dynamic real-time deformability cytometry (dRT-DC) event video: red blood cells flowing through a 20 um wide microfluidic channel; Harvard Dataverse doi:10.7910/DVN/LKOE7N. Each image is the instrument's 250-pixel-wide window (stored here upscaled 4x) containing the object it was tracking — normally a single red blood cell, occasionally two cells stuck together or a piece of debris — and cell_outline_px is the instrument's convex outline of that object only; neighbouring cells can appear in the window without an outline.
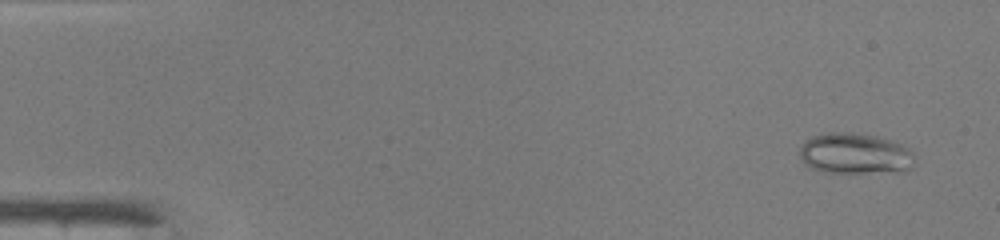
{"species": "common noctule bat (a hibernating species)", "species_latin": "Nyctalus noctula", "temperature_condition": "warm", "stored_images_in_passage": 48, "camera_frame_rate_fps": 3000, "um_per_image_px": 0.085, "animal": {"sex": "male", "body_mass_g": 19.0, "forearm_length_mm": 50.8}, "frame": {"image": 1, "passage_image": 3, "time_ms": 0.667, "image_size_px": [1000, 240], "cell_outline_px": [[912, 168], [900, 172], [828, 172], [812, 168], [804, 164], [800, 156], [800, 148], [804, 140], [812, 136], [828, 132], [852, 132], [876, 136], [892, 140], [908, 148], [912, 152]], "centroid_in_image_um": [72.65, 13.04], "position_along_channel_um": 12.3, "area_um2": 27.4}}
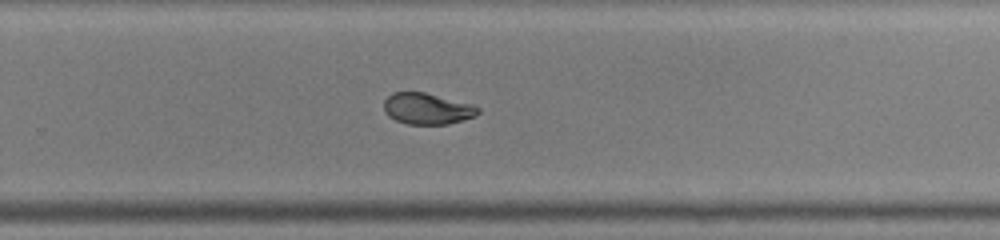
{"frame": {"image": 2, "passage_image": 32, "time_ms": 10.333, "image_size_px": [1000, 240], "cell_outline_px": [[480, 112], [476, 116], [464, 120], [448, 124], [408, 124], [396, 120], [388, 116], [384, 112], [384, 100], [392, 92], [424, 92], [472, 104], [480, 108]], "centroid_in_image_um": [36.32, 9.24], "position_along_channel_um": 293.5, "area_um2": 17.22}}
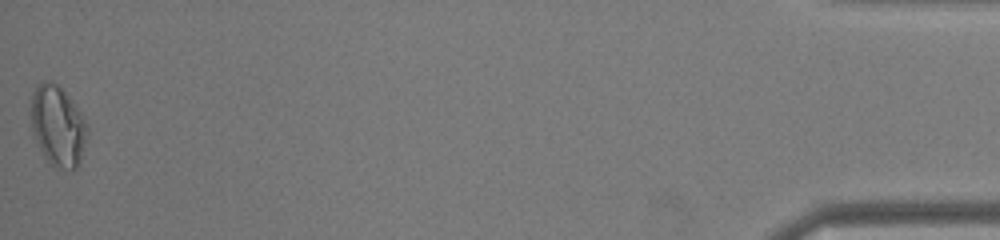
{"frame": {"image": 3, "passage_image": 48, "time_ms": 15.667, "image_size_px": [1000, 240], "cell_outline_px": [[88, 136], [80, 164], [76, 168], [60, 168], [52, 164], [44, 156], [32, 136], [32, 92], [44, 80], [52, 80], [64, 92], [80, 112], [88, 128]], "centroid_in_image_um": [4.92, 10.72], "position_along_channel_um": 430.3, "area_um2": 26.13}, "authors_computed_cell_mechanics": {"area_um2": 19.8543, "velocity_mm_per_s": 4.2695, "shape_relaxation_time_tau1_ms": null, "shape_relaxation_time_tau2_ms": 1.2557, "deformation_change_tau1": null, "deformation_change_tau2": 0.0583}}